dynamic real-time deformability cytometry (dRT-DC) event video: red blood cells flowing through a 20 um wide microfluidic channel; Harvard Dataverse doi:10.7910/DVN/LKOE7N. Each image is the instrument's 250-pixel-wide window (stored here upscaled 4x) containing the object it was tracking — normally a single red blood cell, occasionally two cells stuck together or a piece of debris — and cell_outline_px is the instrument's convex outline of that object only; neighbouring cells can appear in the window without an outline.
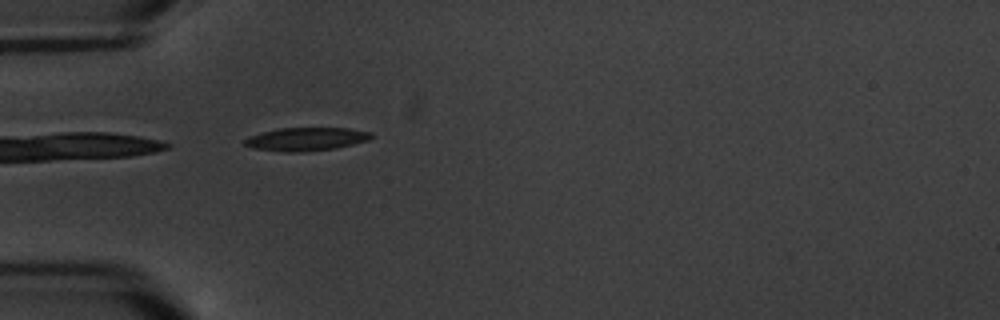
{"species": "common noctule bat (a hibernating species)", "species_latin": "Nyctalus noctula", "temperature_condition": "warm", "stored_images_in_passage": 6, "camera_frame_rate_fps": 3000, "um_per_image_px": 0.085, "animal": {"sex": "male", "body_mass_g": 20.1, "forearm_length_mm": 53.5}, "frame": {"image": 1, "passage_image": 6, "time_ms": 6.0, "image_size_px": [1000, 320], "cell_outline_px": [[372, 136], [368, 140], [336, 148], [300, 152], [284, 152], [252, 148], [244, 144], [244, 140], [248, 136], [280, 128], [348, 128], [372, 132]], "centroid_in_image_um": [26.01, 11.82], "position_along_channel_um": 59.0, "area_um2": 17.05}}